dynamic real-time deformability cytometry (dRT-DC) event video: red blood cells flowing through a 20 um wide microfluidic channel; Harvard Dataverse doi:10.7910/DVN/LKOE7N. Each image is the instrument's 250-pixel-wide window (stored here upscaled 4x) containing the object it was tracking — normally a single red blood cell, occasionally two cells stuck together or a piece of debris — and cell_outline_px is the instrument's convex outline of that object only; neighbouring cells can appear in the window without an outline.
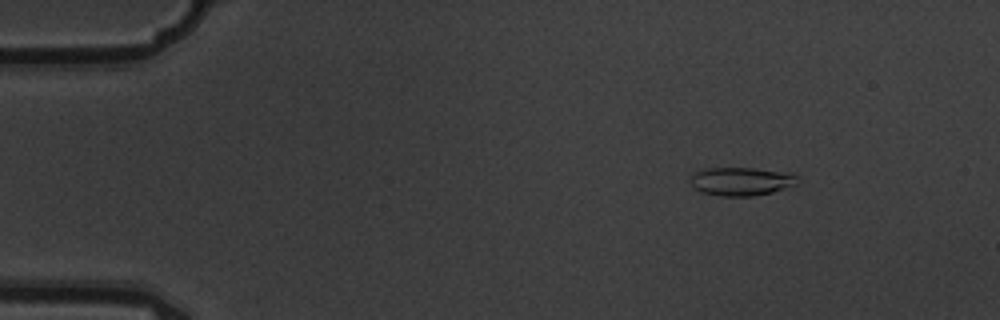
{"species": "common noctule bat (a hibernating species)", "species_latin": "Nyctalus noctula", "temperature_condition": "warm", "stored_images_in_passage": 5, "camera_frame_rate_fps": 3000, "um_per_image_px": 0.085, "animal": {"sex": "male", "body_mass_g": 19.5, "forearm_length_mm": 54.6}, "frame": {"image": 1, "passage_image": 2, "time_ms": 0.333, "image_size_px": [1000, 320], "cell_outline_px": [[796, 184], [772, 192], [752, 196], [720, 196], [704, 192], [696, 188], [688, 180], [692, 172], [704, 168], [752, 168], [792, 172], [796, 176]], "centroid_in_image_um": [62.97, 15.4], "position_along_channel_um": 22.0, "area_um2": 17.74}}